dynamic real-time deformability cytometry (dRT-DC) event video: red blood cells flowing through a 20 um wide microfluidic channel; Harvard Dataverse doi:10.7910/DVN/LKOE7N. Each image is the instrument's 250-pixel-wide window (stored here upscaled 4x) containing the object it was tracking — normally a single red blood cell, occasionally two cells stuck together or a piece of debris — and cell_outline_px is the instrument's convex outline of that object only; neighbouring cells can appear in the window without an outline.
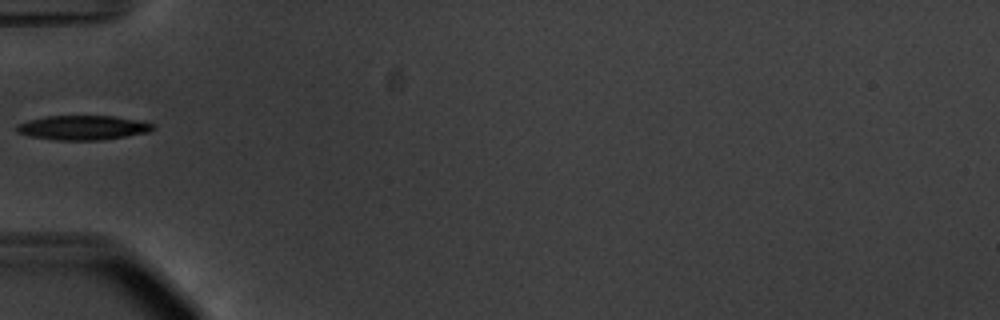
{"species": "common noctule bat (a hibernating species)", "species_latin": "Nyctalus noctula", "temperature_condition": "warm", "stored_images_in_passage": 36, "camera_frame_rate_fps": 3000, "um_per_image_px": 0.085, "animal": {"sex": "male", "body_mass_g": 20.1, "forearm_length_mm": 53.5}, "frame": {"image": 1, "passage_image": 1, "time_ms": 0.0, "image_size_px": [1000, 320], "cell_outline_px": [[156, 128], [148, 132], [100, 140], [56, 140], [28, 136], [16, 132], [16, 124], [28, 120], [48, 116], [112, 116], [156, 124]], "centroid_in_image_um": [7.0, 10.85], "position_along_channel_um": 78.0, "area_um2": 19.31}}